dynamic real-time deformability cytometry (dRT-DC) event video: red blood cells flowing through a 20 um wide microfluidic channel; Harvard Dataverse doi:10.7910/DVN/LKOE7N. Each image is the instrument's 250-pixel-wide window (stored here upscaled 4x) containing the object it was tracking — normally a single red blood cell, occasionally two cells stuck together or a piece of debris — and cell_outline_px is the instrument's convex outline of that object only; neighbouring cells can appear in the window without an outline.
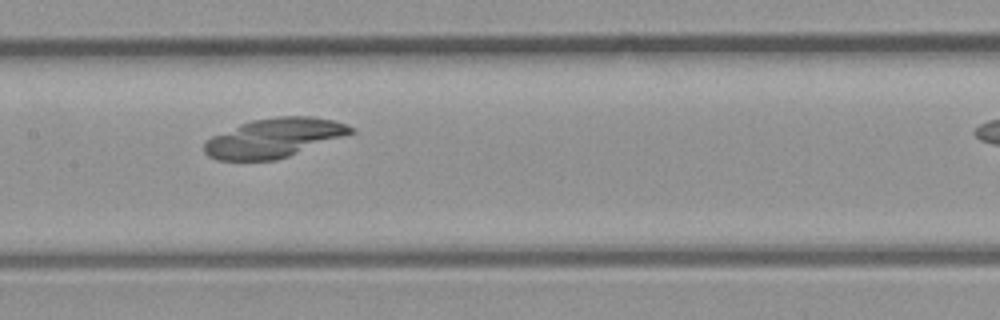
{"species": "common noctule bat (a hibernating species)", "species_latin": "Nyctalus noctula", "temperature_condition": "room temperature", "stored_images_in_passage": 24, "camera_frame_rate_fps": 3000, "um_per_image_px": 0.085, "animal": {"sex": "male", "body_mass_g": 23.1, "forearm_length_mm": 52.7}, "frame": {"image": 1, "passage_image": 21, "time_ms": 6.667, "image_size_px": [1000, 320], "cell_outline_px": [[356, 132], [288, 156], [276, 160], [216, 160], [208, 156], [204, 152], [204, 140], [212, 136], [240, 124], [252, 120], [276, 116], [312, 116], [332, 120], [348, 124], [356, 128]], "centroid_in_image_um": [23.3, 11.71], "position_along_channel_um": 184.1, "area_um2": 33.47}}